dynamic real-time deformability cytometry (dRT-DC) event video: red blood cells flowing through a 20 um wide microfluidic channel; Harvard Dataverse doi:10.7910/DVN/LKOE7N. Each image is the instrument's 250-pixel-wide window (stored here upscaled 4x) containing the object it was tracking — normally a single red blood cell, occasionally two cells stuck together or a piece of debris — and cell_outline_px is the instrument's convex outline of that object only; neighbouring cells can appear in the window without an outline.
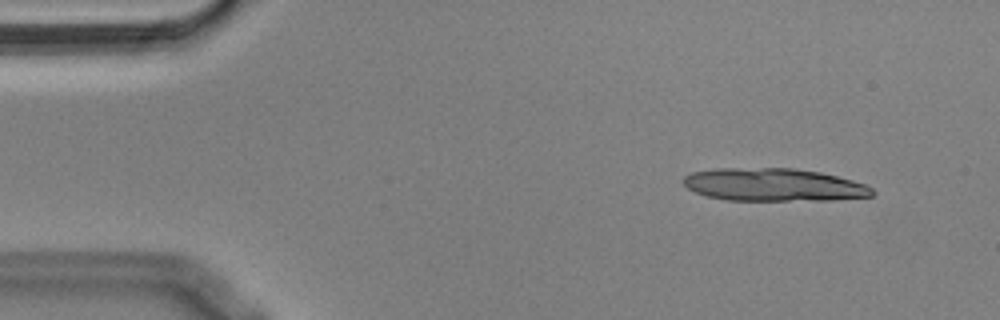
{"species": "Egyptian fruit bat (a non-hibernating species)", "species_latin": "Rousettus aegyptiacus", "temperature_condition": "cold", "stored_images_in_passage": 2, "camera_frame_rate_fps": 3000, "um_per_image_px": 0.085, "animal": {"sex": "male"}, "frame": {"image": 1, "passage_image": 1, "time_ms": 0.0, "image_size_px": [1000, 320], "cell_outline_px": [[876, 192], [872, 196], [832, 200], [724, 200], [704, 196], [688, 188], [680, 180], [684, 176], [692, 172], [712, 168], [792, 168], [820, 172], [852, 180], [864, 184], [872, 188]], "centroid_in_image_um": [65.72, 15.7], "position_along_channel_um": 19.3, "area_um2": 36.36}}